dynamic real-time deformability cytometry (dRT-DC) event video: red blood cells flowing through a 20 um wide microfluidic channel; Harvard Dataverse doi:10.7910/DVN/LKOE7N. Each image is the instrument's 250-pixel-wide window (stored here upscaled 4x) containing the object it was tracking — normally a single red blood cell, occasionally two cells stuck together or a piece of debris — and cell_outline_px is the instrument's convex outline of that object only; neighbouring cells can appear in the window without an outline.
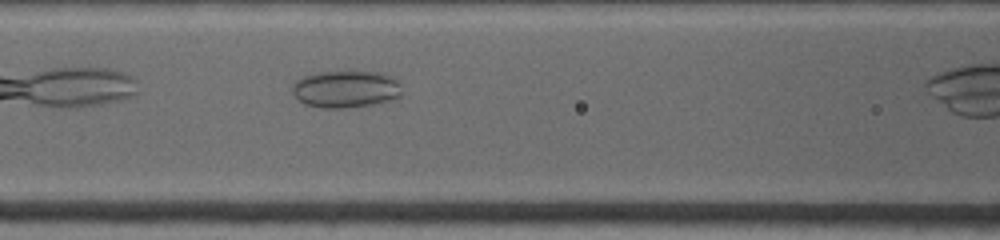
{"species": "common noctule bat (a hibernating species)", "species_latin": "Nyctalus noctula", "temperature_condition": "warm", "stored_images_in_passage": 24, "camera_frame_rate_fps": 4500, "um_per_image_px": 0.085, "animal": {"sex": "female", "body_mass_g": 19.0, "forearm_length_mm": 53.3}, "frame": {"image": 1, "passage_image": 8, "time_ms": 2.222, "image_size_px": [1000, 240], "cell_outline_px": [[404, 92], [400, 96], [392, 100], [376, 104], [348, 108], [320, 108], [304, 104], [296, 100], [292, 96], [292, 84], [296, 80], [304, 76], [320, 72], [380, 72], [392, 76], [400, 84]], "centroid_in_image_um": [29.39, 7.6], "position_along_channel_um": 137.2, "area_um2": 24.22}}